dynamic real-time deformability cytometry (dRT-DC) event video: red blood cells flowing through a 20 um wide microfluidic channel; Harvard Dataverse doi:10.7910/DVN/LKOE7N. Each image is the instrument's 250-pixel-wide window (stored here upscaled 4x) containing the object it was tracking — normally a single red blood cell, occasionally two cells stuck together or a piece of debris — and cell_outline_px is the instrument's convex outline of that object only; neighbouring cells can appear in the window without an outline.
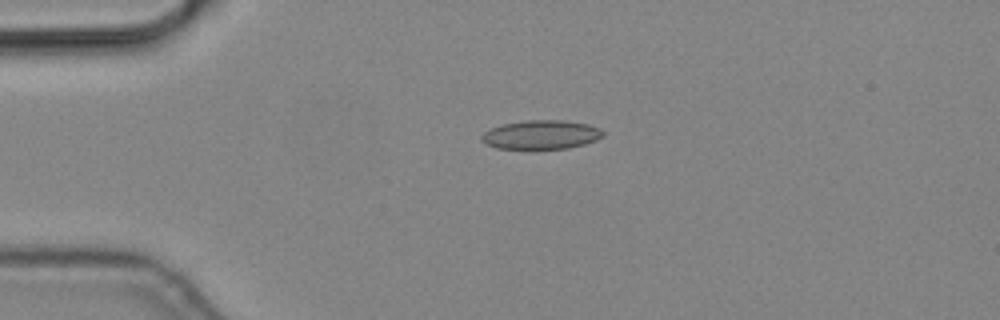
{"species": "common noctule bat (a hibernating species)", "species_latin": "Nyctalus noctula", "temperature_condition": "cold", "stored_images_in_passage": 4, "camera_frame_rate_fps": 3000, "um_per_image_px": 0.085, "animal": {"sex": "male", "body_mass_g": 19.2, "forearm_length_mm": 51.8}, "frame": {"image": 1, "passage_image": 3, "time_ms": 0.667, "image_size_px": [1000, 320], "cell_outline_px": [[604, 136], [596, 140], [584, 144], [568, 148], [496, 148], [480, 140], [480, 136], [484, 132], [492, 128], [504, 124], [528, 120], [564, 120], [588, 124], [600, 128], [604, 132]], "centroid_in_image_um": [46.03, 11.44], "position_along_channel_um": 39.0, "area_um2": 20.29}}